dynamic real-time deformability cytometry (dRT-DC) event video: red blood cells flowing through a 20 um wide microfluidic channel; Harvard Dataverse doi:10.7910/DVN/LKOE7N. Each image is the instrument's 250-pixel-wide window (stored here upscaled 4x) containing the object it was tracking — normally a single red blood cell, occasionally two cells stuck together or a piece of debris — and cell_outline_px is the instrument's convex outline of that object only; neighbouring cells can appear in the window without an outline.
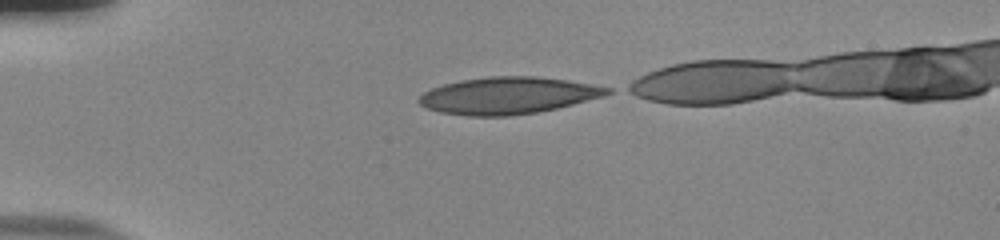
{"species": "human", "species_latin": "Homo sapiens", "temperature_condition": "room temperature", "stored_images_in_passage": 36, "camera_frame_rate_fps": 3000, "um_per_image_px": 0.085, "donor": {"sex": "male"}, "frame": {"image": 1, "passage_image": 1, "time_ms": 0.0, "image_size_px": [1000, 240], "cell_outline_px": [[612, 92], [604, 96], [556, 108], [536, 112], [508, 116], [468, 116], [440, 112], [428, 108], [420, 104], [416, 100], [424, 92], [432, 88], [444, 84], [460, 80], [488, 76], [536, 76], [568, 80], [592, 84], [612, 88]], "centroid_in_image_um": [43.18, 8.11], "position_along_channel_um": 41.8, "area_um2": 40.46}}
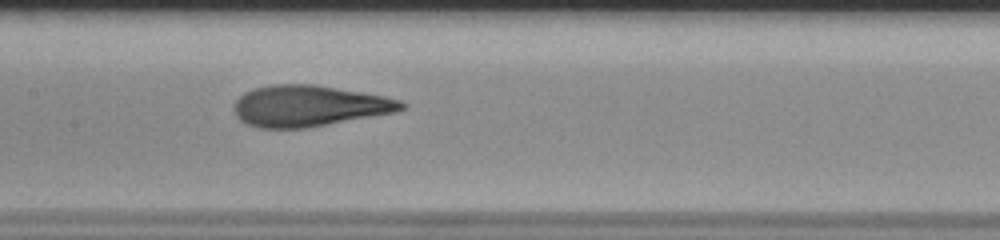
{"frame": {"image": 2, "passage_image": 15, "time_ms": 4.667, "image_size_px": [1000, 240], "cell_outline_px": [[408, 104], [404, 108], [396, 112], [304, 128], [260, 128], [248, 124], [240, 120], [236, 116], [236, 100], [244, 92], [256, 88], [272, 84], [316, 84], [384, 96], [400, 100]], "centroid_in_image_um": [26.29, 8.99], "position_along_channel_um": 181.1, "area_um2": 39.82}}
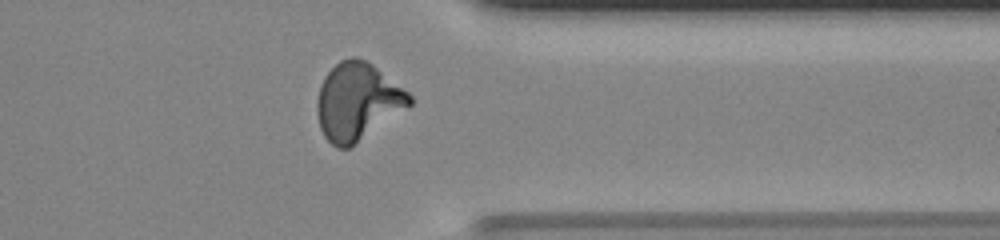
{"frame": {"image": 3, "passage_image": 31, "time_ms": 10.0, "image_size_px": [1000, 240], "cell_outline_px": [[412, 104], [348, 148], [336, 148], [324, 136], [320, 128], [316, 108], [316, 100], [320, 84], [324, 76], [340, 60], [352, 56], [356, 56], [372, 64], [408, 92], [412, 96]], "centroid_in_image_um": [30.35, 8.61], "position_along_channel_um": 381.1, "area_um2": 41.21}}